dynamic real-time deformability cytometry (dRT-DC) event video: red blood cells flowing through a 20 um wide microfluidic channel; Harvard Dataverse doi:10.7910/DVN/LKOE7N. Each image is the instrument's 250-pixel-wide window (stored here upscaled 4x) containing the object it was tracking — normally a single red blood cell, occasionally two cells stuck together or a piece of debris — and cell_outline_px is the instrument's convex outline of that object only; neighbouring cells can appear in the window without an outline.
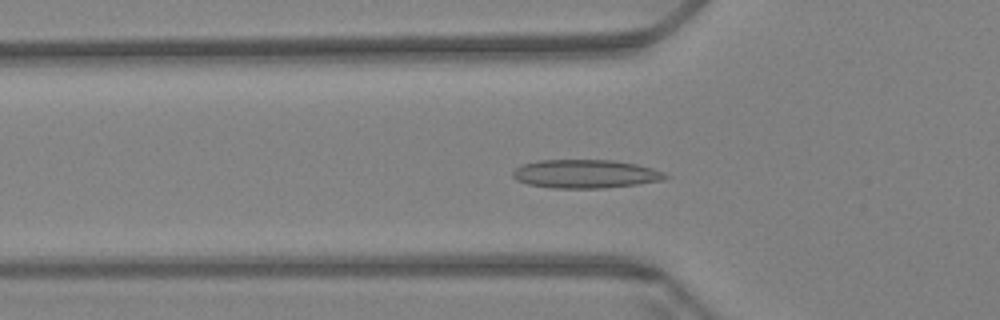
{"species": "Egyptian fruit bat (a non-hibernating species)", "species_latin": "Rousettus aegyptiacus", "temperature_condition": "warm", "stored_images_in_passage": 60, "camera_frame_rate_fps": 3000, "um_per_image_px": 0.085, "animal": {"sex": "female"}, "frame": {"image": 1, "passage_image": 20, "time_ms": 6.333, "image_size_px": [1000, 320], "cell_outline_px": [[672, 176], [664, 180], [636, 184], [604, 188], [552, 188], [528, 184], [516, 180], [512, 176], [512, 172], [520, 164], [540, 160], [612, 160], [636, 164], [652, 168], [664, 172]], "centroid_in_image_um": [49.76, 14.78], "position_along_channel_um": 76.0, "area_um2": 25.49}}
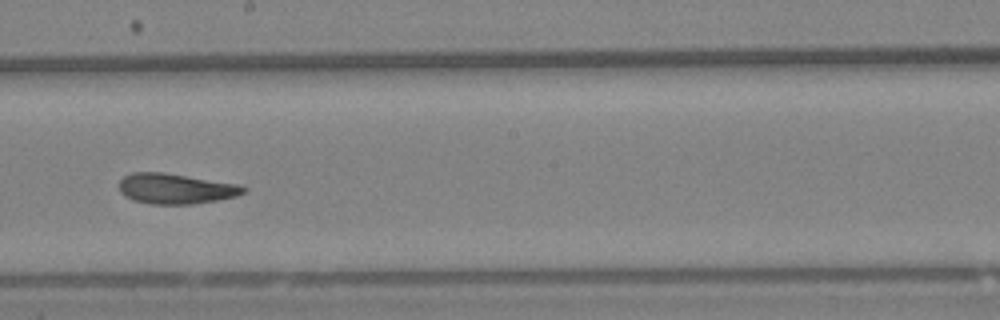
{"frame": {"image": 2, "passage_image": 34, "time_ms": 11.0, "image_size_px": [1000, 320], "cell_outline_px": [[248, 188], [244, 192], [236, 196], [216, 200], [192, 204], [152, 204], [132, 200], [124, 196], [120, 192], [120, 180], [124, 176], [132, 172], [164, 172], [236, 184]], "centroid_in_image_um": [14.89, 16.04], "position_along_channel_um": 233.3, "area_um2": 21.85}}
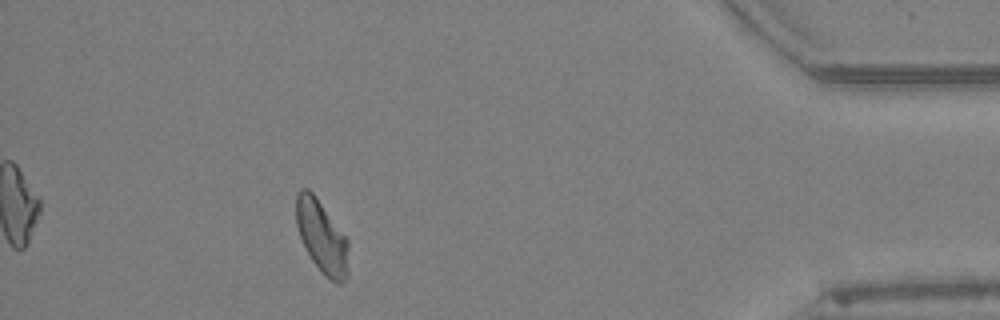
{"frame": {"image": 3, "passage_image": 54, "time_ms": 17.667, "image_size_px": [1000, 320], "cell_outline_px": [[348, 276], [340, 284], [336, 284], [312, 260], [300, 236], [296, 224], [296, 196], [300, 188], [308, 188], [312, 192], [348, 240]], "centroid_in_image_um": [27.35, 20.11], "position_along_channel_um": 407.8, "area_um2": 21.62}, "authors_computed_cell_mechanics": {"area_um2": 22.4553, "velocity_mm_per_s": 3.3871, "shape_relaxation_time_tau1_ms": null, "shape_relaxation_time_tau2_ms": 2.918, "deformation_change_tau1": null, "deformation_change_tau2": 0.0875}}